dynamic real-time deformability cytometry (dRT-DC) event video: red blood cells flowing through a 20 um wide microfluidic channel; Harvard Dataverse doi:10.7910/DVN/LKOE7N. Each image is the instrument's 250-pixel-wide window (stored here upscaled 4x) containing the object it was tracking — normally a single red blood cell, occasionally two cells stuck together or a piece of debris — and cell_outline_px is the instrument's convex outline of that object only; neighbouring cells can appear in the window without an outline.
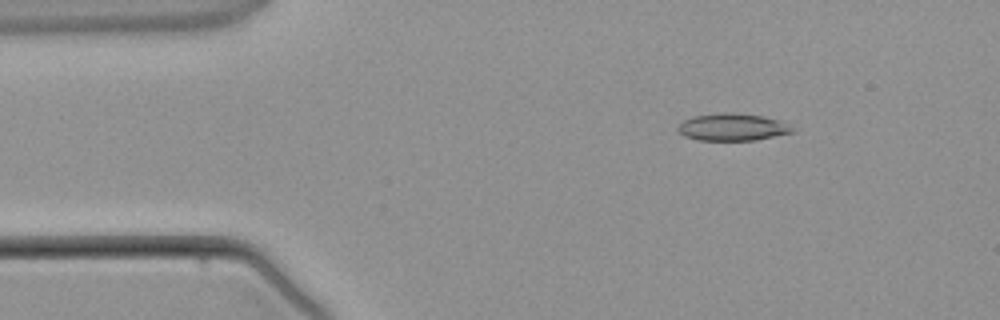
{"species": "common noctule bat (a hibernating species)", "species_latin": "Nyctalus noctula", "temperature_condition": "warm", "stored_images_in_passage": 3, "camera_frame_rate_fps": 3000, "um_per_image_px": 0.085, "animal": {"sex": "male", "body_mass_g": 21.5, "forearm_length_mm": 52.0}, "frame": {"image": 1, "passage_image": 1, "time_ms": 0.0, "image_size_px": [1000, 320], "cell_outline_px": [[796, 132], [756, 140], [696, 140], [684, 136], [676, 128], [684, 120], [692, 116], [724, 112], [764, 116], [780, 120], [796, 128]], "centroid_in_image_um": [62.3, 10.81], "position_along_channel_um": 22.7, "area_um2": 18.32}}